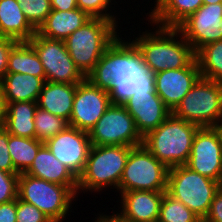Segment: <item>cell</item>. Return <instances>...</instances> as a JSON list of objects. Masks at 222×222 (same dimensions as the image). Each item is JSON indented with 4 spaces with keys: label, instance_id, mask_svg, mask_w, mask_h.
I'll use <instances>...</instances> for the list:
<instances>
[{
    "label": "cell",
    "instance_id": "1",
    "mask_svg": "<svg viewBox=\"0 0 222 222\" xmlns=\"http://www.w3.org/2000/svg\"><path fill=\"white\" fill-rule=\"evenodd\" d=\"M124 34L107 47L86 77L93 85L107 90L112 104H124L134 93H156L154 74L144 64L142 54Z\"/></svg>",
    "mask_w": 222,
    "mask_h": 222
},
{
    "label": "cell",
    "instance_id": "2",
    "mask_svg": "<svg viewBox=\"0 0 222 222\" xmlns=\"http://www.w3.org/2000/svg\"><path fill=\"white\" fill-rule=\"evenodd\" d=\"M149 23L152 29H145V32L138 30L137 37L132 33V42L141 52L150 72L155 74L167 69H181L195 59V52L178 28L163 27L149 21L145 24Z\"/></svg>",
    "mask_w": 222,
    "mask_h": 222
},
{
    "label": "cell",
    "instance_id": "3",
    "mask_svg": "<svg viewBox=\"0 0 222 222\" xmlns=\"http://www.w3.org/2000/svg\"><path fill=\"white\" fill-rule=\"evenodd\" d=\"M120 26L116 21L91 18L64 40L70 57L85 77L95 68L107 47L123 33Z\"/></svg>",
    "mask_w": 222,
    "mask_h": 222
},
{
    "label": "cell",
    "instance_id": "4",
    "mask_svg": "<svg viewBox=\"0 0 222 222\" xmlns=\"http://www.w3.org/2000/svg\"><path fill=\"white\" fill-rule=\"evenodd\" d=\"M131 148L120 145H92L84 171L78 178L77 199L82 192L96 194L103 190L106 192L109 188L116 189V192Z\"/></svg>",
    "mask_w": 222,
    "mask_h": 222
},
{
    "label": "cell",
    "instance_id": "5",
    "mask_svg": "<svg viewBox=\"0 0 222 222\" xmlns=\"http://www.w3.org/2000/svg\"><path fill=\"white\" fill-rule=\"evenodd\" d=\"M200 127L171 115L143 137L144 146L168 168L186 165Z\"/></svg>",
    "mask_w": 222,
    "mask_h": 222
},
{
    "label": "cell",
    "instance_id": "6",
    "mask_svg": "<svg viewBox=\"0 0 222 222\" xmlns=\"http://www.w3.org/2000/svg\"><path fill=\"white\" fill-rule=\"evenodd\" d=\"M77 189L78 186H64L25 173L18 178V198L36 206L52 222H63L69 212L74 213Z\"/></svg>",
    "mask_w": 222,
    "mask_h": 222
},
{
    "label": "cell",
    "instance_id": "7",
    "mask_svg": "<svg viewBox=\"0 0 222 222\" xmlns=\"http://www.w3.org/2000/svg\"><path fill=\"white\" fill-rule=\"evenodd\" d=\"M172 114L199 127L222 125V82L200 77Z\"/></svg>",
    "mask_w": 222,
    "mask_h": 222
},
{
    "label": "cell",
    "instance_id": "8",
    "mask_svg": "<svg viewBox=\"0 0 222 222\" xmlns=\"http://www.w3.org/2000/svg\"><path fill=\"white\" fill-rule=\"evenodd\" d=\"M219 189L218 181L202 176L186 165L169 168L167 193L182 202L201 220L206 217Z\"/></svg>",
    "mask_w": 222,
    "mask_h": 222
},
{
    "label": "cell",
    "instance_id": "9",
    "mask_svg": "<svg viewBox=\"0 0 222 222\" xmlns=\"http://www.w3.org/2000/svg\"><path fill=\"white\" fill-rule=\"evenodd\" d=\"M169 168L145 146L132 147L123 170L117 193L146 190L167 192Z\"/></svg>",
    "mask_w": 222,
    "mask_h": 222
},
{
    "label": "cell",
    "instance_id": "10",
    "mask_svg": "<svg viewBox=\"0 0 222 222\" xmlns=\"http://www.w3.org/2000/svg\"><path fill=\"white\" fill-rule=\"evenodd\" d=\"M91 145L135 147L143 144L133 117L122 104H111L89 131Z\"/></svg>",
    "mask_w": 222,
    "mask_h": 222
},
{
    "label": "cell",
    "instance_id": "11",
    "mask_svg": "<svg viewBox=\"0 0 222 222\" xmlns=\"http://www.w3.org/2000/svg\"><path fill=\"white\" fill-rule=\"evenodd\" d=\"M28 42L40 58L46 81L79 84L86 79L70 57L64 41L46 38L36 32Z\"/></svg>",
    "mask_w": 222,
    "mask_h": 222
},
{
    "label": "cell",
    "instance_id": "12",
    "mask_svg": "<svg viewBox=\"0 0 222 222\" xmlns=\"http://www.w3.org/2000/svg\"><path fill=\"white\" fill-rule=\"evenodd\" d=\"M186 166L202 176L219 181L222 172L221 126L200 127L197 130Z\"/></svg>",
    "mask_w": 222,
    "mask_h": 222
},
{
    "label": "cell",
    "instance_id": "13",
    "mask_svg": "<svg viewBox=\"0 0 222 222\" xmlns=\"http://www.w3.org/2000/svg\"><path fill=\"white\" fill-rule=\"evenodd\" d=\"M111 104L109 92L86 78L77 84L69 126L89 133Z\"/></svg>",
    "mask_w": 222,
    "mask_h": 222
},
{
    "label": "cell",
    "instance_id": "14",
    "mask_svg": "<svg viewBox=\"0 0 222 222\" xmlns=\"http://www.w3.org/2000/svg\"><path fill=\"white\" fill-rule=\"evenodd\" d=\"M177 28L195 54L203 46L222 40V3L203 4Z\"/></svg>",
    "mask_w": 222,
    "mask_h": 222
},
{
    "label": "cell",
    "instance_id": "15",
    "mask_svg": "<svg viewBox=\"0 0 222 222\" xmlns=\"http://www.w3.org/2000/svg\"><path fill=\"white\" fill-rule=\"evenodd\" d=\"M44 144L62 164L79 178L84 171L92 146L88 132L68 126Z\"/></svg>",
    "mask_w": 222,
    "mask_h": 222
},
{
    "label": "cell",
    "instance_id": "16",
    "mask_svg": "<svg viewBox=\"0 0 222 222\" xmlns=\"http://www.w3.org/2000/svg\"><path fill=\"white\" fill-rule=\"evenodd\" d=\"M200 77L195 58L187 67L155 73V91L166 107L173 112Z\"/></svg>",
    "mask_w": 222,
    "mask_h": 222
},
{
    "label": "cell",
    "instance_id": "17",
    "mask_svg": "<svg viewBox=\"0 0 222 222\" xmlns=\"http://www.w3.org/2000/svg\"><path fill=\"white\" fill-rule=\"evenodd\" d=\"M164 193L146 190L121 192L117 197L121 198V207L118 205L117 211L110 216L117 222H157Z\"/></svg>",
    "mask_w": 222,
    "mask_h": 222
},
{
    "label": "cell",
    "instance_id": "18",
    "mask_svg": "<svg viewBox=\"0 0 222 222\" xmlns=\"http://www.w3.org/2000/svg\"><path fill=\"white\" fill-rule=\"evenodd\" d=\"M122 105L133 117L136 128L142 137L156 129L172 113L157 93H134Z\"/></svg>",
    "mask_w": 222,
    "mask_h": 222
},
{
    "label": "cell",
    "instance_id": "19",
    "mask_svg": "<svg viewBox=\"0 0 222 222\" xmlns=\"http://www.w3.org/2000/svg\"><path fill=\"white\" fill-rule=\"evenodd\" d=\"M153 2L154 7L145 13L146 21L174 28H177L203 5V0H155Z\"/></svg>",
    "mask_w": 222,
    "mask_h": 222
},
{
    "label": "cell",
    "instance_id": "20",
    "mask_svg": "<svg viewBox=\"0 0 222 222\" xmlns=\"http://www.w3.org/2000/svg\"><path fill=\"white\" fill-rule=\"evenodd\" d=\"M25 174L64 186H78V178L51 153L45 144L39 149Z\"/></svg>",
    "mask_w": 222,
    "mask_h": 222
},
{
    "label": "cell",
    "instance_id": "21",
    "mask_svg": "<svg viewBox=\"0 0 222 222\" xmlns=\"http://www.w3.org/2000/svg\"><path fill=\"white\" fill-rule=\"evenodd\" d=\"M77 84L45 81L37 105L40 109L62 117L69 122Z\"/></svg>",
    "mask_w": 222,
    "mask_h": 222
},
{
    "label": "cell",
    "instance_id": "22",
    "mask_svg": "<svg viewBox=\"0 0 222 222\" xmlns=\"http://www.w3.org/2000/svg\"><path fill=\"white\" fill-rule=\"evenodd\" d=\"M90 19L91 17L79 8L70 11L51 10L37 33L46 38L64 41Z\"/></svg>",
    "mask_w": 222,
    "mask_h": 222
},
{
    "label": "cell",
    "instance_id": "23",
    "mask_svg": "<svg viewBox=\"0 0 222 222\" xmlns=\"http://www.w3.org/2000/svg\"><path fill=\"white\" fill-rule=\"evenodd\" d=\"M36 32L17 0H0V36L28 42Z\"/></svg>",
    "mask_w": 222,
    "mask_h": 222
},
{
    "label": "cell",
    "instance_id": "24",
    "mask_svg": "<svg viewBox=\"0 0 222 222\" xmlns=\"http://www.w3.org/2000/svg\"><path fill=\"white\" fill-rule=\"evenodd\" d=\"M46 77L30 74L6 73L0 84L6 102H37Z\"/></svg>",
    "mask_w": 222,
    "mask_h": 222
},
{
    "label": "cell",
    "instance_id": "25",
    "mask_svg": "<svg viewBox=\"0 0 222 222\" xmlns=\"http://www.w3.org/2000/svg\"><path fill=\"white\" fill-rule=\"evenodd\" d=\"M37 102L20 101L7 103V113L3 128L12 135L36 138L34 115Z\"/></svg>",
    "mask_w": 222,
    "mask_h": 222
},
{
    "label": "cell",
    "instance_id": "26",
    "mask_svg": "<svg viewBox=\"0 0 222 222\" xmlns=\"http://www.w3.org/2000/svg\"><path fill=\"white\" fill-rule=\"evenodd\" d=\"M7 73L30 74L45 77L40 58L29 42H17L10 51Z\"/></svg>",
    "mask_w": 222,
    "mask_h": 222
},
{
    "label": "cell",
    "instance_id": "27",
    "mask_svg": "<svg viewBox=\"0 0 222 222\" xmlns=\"http://www.w3.org/2000/svg\"><path fill=\"white\" fill-rule=\"evenodd\" d=\"M44 142L36 138H26L9 134L8 149L13 166L21 174L25 173L33 163Z\"/></svg>",
    "mask_w": 222,
    "mask_h": 222
},
{
    "label": "cell",
    "instance_id": "28",
    "mask_svg": "<svg viewBox=\"0 0 222 222\" xmlns=\"http://www.w3.org/2000/svg\"><path fill=\"white\" fill-rule=\"evenodd\" d=\"M195 58L202 78L222 82V40L203 46Z\"/></svg>",
    "mask_w": 222,
    "mask_h": 222
},
{
    "label": "cell",
    "instance_id": "29",
    "mask_svg": "<svg viewBox=\"0 0 222 222\" xmlns=\"http://www.w3.org/2000/svg\"><path fill=\"white\" fill-rule=\"evenodd\" d=\"M157 222H202V220L182 202L165 192Z\"/></svg>",
    "mask_w": 222,
    "mask_h": 222
},
{
    "label": "cell",
    "instance_id": "30",
    "mask_svg": "<svg viewBox=\"0 0 222 222\" xmlns=\"http://www.w3.org/2000/svg\"><path fill=\"white\" fill-rule=\"evenodd\" d=\"M34 126L36 139L45 143L59 132L64 131L69 126V123L64 118L38 107L34 115Z\"/></svg>",
    "mask_w": 222,
    "mask_h": 222
},
{
    "label": "cell",
    "instance_id": "31",
    "mask_svg": "<svg viewBox=\"0 0 222 222\" xmlns=\"http://www.w3.org/2000/svg\"><path fill=\"white\" fill-rule=\"evenodd\" d=\"M115 2V0H77V7L81 11L86 12L91 18H103L106 20L119 22L120 24L121 18H119V16L117 15L120 13L117 12V9L115 7L111 6H115Z\"/></svg>",
    "mask_w": 222,
    "mask_h": 222
},
{
    "label": "cell",
    "instance_id": "32",
    "mask_svg": "<svg viewBox=\"0 0 222 222\" xmlns=\"http://www.w3.org/2000/svg\"><path fill=\"white\" fill-rule=\"evenodd\" d=\"M28 22L38 30L50 14V0H17Z\"/></svg>",
    "mask_w": 222,
    "mask_h": 222
},
{
    "label": "cell",
    "instance_id": "33",
    "mask_svg": "<svg viewBox=\"0 0 222 222\" xmlns=\"http://www.w3.org/2000/svg\"><path fill=\"white\" fill-rule=\"evenodd\" d=\"M19 173H9L0 170V204L18 198Z\"/></svg>",
    "mask_w": 222,
    "mask_h": 222
},
{
    "label": "cell",
    "instance_id": "34",
    "mask_svg": "<svg viewBox=\"0 0 222 222\" xmlns=\"http://www.w3.org/2000/svg\"><path fill=\"white\" fill-rule=\"evenodd\" d=\"M16 222H52L36 206L17 198Z\"/></svg>",
    "mask_w": 222,
    "mask_h": 222
},
{
    "label": "cell",
    "instance_id": "35",
    "mask_svg": "<svg viewBox=\"0 0 222 222\" xmlns=\"http://www.w3.org/2000/svg\"><path fill=\"white\" fill-rule=\"evenodd\" d=\"M9 133L0 128V170L9 173H18L13 166V161L8 149Z\"/></svg>",
    "mask_w": 222,
    "mask_h": 222
},
{
    "label": "cell",
    "instance_id": "36",
    "mask_svg": "<svg viewBox=\"0 0 222 222\" xmlns=\"http://www.w3.org/2000/svg\"><path fill=\"white\" fill-rule=\"evenodd\" d=\"M16 43L14 39L0 36V82L7 73L9 54Z\"/></svg>",
    "mask_w": 222,
    "mask_h": 222
},
{
    "label": "cell",
    "instance_id": "37",
    "mask_svg": "<svg viewBox=\"0 0 222 222\" xmlns=\"http://www.w3.org/2000/svg\"><path fill=\"white\" fill-rule=\"evenodd\" d=\"M202 222H222V189L215 194L209 211Z\"/></svg>",
    "mask_w": 222,
    "mask_h": 222
},
{
    "label": "cell",
    "instance_id": "38",
    "mask_svg": "<svg viewBox=\"0 0 222 222\" xmlns=\"http://www.w3.org/2000/svg\"><path fill=\"white\" fill-rule=\"evenodd\" d=\"M17 199L0 204V222H16Z\"/></svg>",
    "mask_w": 222,
    "mask_h": 222
},
{
    "label": "cell",
    "instance_id": "39",
    "mask_svg": "<svg viewBox=\"0 0 222 222\" xmlns=\"http://www.w3.org/2000/svg\"><path fill=\"white\" fill-rule=\"evenodd\" d=\"M52 10L70 11L77 7V0H50Z\"/></svg>",
    "mask_w": 222,
    "mask_h": 222
},
{
    "label": "cell",
    "instance_id": "40",
    "mask_svg": "<svg viewBox=\"0 0 222 222\" xmlns=\"http://www.w3.org/2000/svg\"><path fill=\"white\" fill-rule=\"evenodd\" d=\"M7 113V102L0 84V128L4 126Z\"/></svg>",
    "mask_w": 222,
    "mask_h": 222
},
{
    "label": "cell",
    "instance_id": "41",
    "mask_svg": "<svg viewBox=\"0 0 222 222\" xmlns=\"http://www.w3.org/2000/svg\"><path fill=\"white\" fill-rule=\"evenodd\" d=\"M99 213H97L99 216L96 215L94 222H117L113 217L110 216V212H108L109 214L107 213V215L106 211L103 213Z\"/></svg>",
    "mask_w": 222,
    "mask_h": 222
},
{
    "label": "cell",
    "instance_id": "42",
    "mask_svg": "<svg viewBox=\"0 0 222 222\" xmlns=\"http://www.w3.org/2000/svg\"><path fill=\"white\" fill-rule=\"evenodd\" d=\"M222 3V0H203V4H217Z\"/></svg>",
    "mask_w": 222,
    "mask_h": 222
},
{
    "label": "cell",
    "instance_id": "43",
    "mask_svg": "<svg viewBox=\"0 0 222 222\" xmlns=\"http://www.w3.org/2000/svg\"><path fill=\"white\" fill-rule=\"evenodd\" d=\"M218 183H219L220 189H222V172H221V176H220Z\"/></svg>",
    "mask_w": 222,
    "mask_h": 222
}]
</instances>
